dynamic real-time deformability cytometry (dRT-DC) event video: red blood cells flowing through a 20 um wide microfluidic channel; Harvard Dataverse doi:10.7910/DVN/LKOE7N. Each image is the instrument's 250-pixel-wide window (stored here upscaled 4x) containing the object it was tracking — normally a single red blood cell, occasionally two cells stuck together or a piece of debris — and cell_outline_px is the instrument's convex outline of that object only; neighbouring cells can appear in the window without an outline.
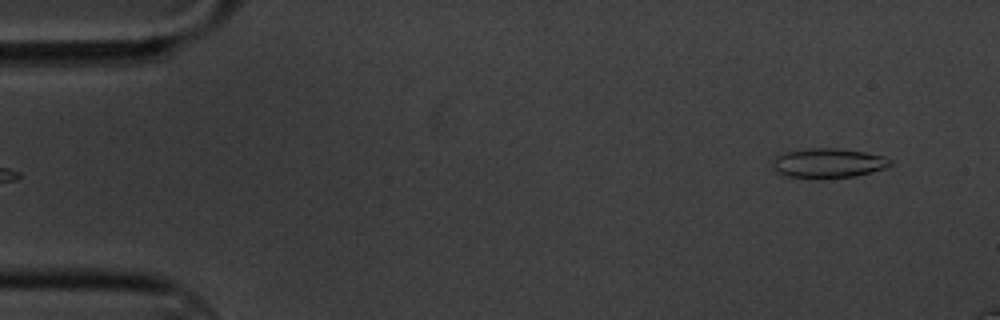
{"species": "common noctule bat (a hibernating species)", "species_latin": "Nyctalus noctula", "temperature_condition": "cold", "stored_images_in_passage": 6, "camera_frame_rate_fps": 3000, "um_per_image_px": 0.085, "animal": {"sex": "male", "body_mass_g": 20.1, "forearm_length_mm": 53.5}, "frame": {"image": 1, "passage_image": 6, "time_ms": 5.667, "image_size_px": [1000, 320], "cell_outline_px": [[892, 164], [884, 168], [872, 172], [856, 176], [820, 180], [788, 176], [776, 172], [772, 168], [772, 160], [776, 156], [784, 152], [808, 148], [840, 148], [864, 152], [884, 156], [892, 160]], "centroid_in_image_um": [70.37, 13.88], "position_along_channel_um": 14.6, "area_um2": 20.81}}